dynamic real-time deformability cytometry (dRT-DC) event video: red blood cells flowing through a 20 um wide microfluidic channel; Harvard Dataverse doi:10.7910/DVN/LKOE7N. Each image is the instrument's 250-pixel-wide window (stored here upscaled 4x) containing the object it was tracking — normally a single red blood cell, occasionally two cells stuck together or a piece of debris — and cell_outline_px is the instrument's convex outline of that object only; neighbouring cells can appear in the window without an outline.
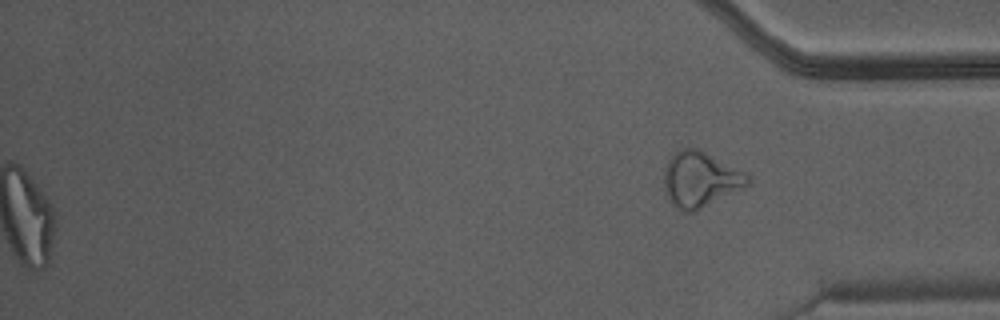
{"species": "Egyptian fruit bat (a non-hibernating species)", "species_latin": "Rousettus aegyptiacus", "temperature_condition": "warm", "stored_images_in_passage": 41, "segment_of_instrument_passage": [2, 2], "camera_frame_rate_fps": 3000, "um_per_image_px": 0.085, "animal": {"sex": "male"}, "frame": {"image": 1, "passage_image": 41, "time_ms": 13.333, "image_size_px": [1000, 320], "cell_outline_px": [[748, 184], [744, 188], [692, 212], [684, 212], [668, 196], [664, 188], [664, 168], [672, 152], [676, 148], [696, 148], [744, 172], [748, 176]], "centroid_in_image_um": [59.49, 15.21], "position_along_channel_um": 375.7, "area_um2": 26.41}}